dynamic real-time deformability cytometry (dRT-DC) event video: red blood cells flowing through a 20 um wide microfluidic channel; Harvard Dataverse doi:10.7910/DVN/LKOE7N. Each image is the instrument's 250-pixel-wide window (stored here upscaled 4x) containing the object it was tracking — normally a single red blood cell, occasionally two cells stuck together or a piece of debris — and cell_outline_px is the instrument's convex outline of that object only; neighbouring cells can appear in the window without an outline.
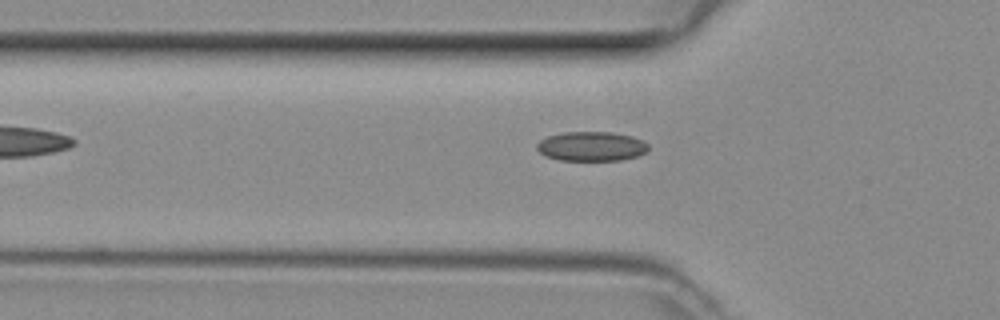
{"species": "common noctule bat (a hibernating species)", "species_latin": "Nyctalus noctula", "temperature_condition": "room temperature", "stored_images_in_passage": 33, "camera_frame_rate_fps": 3000, "um_per_image_px": 0.085, "animal": {"sex": "female", "body_mass_g": 29.2, "forearm_length_mm": 56.3}, "frame": {"image": 1, "passage_image": 2, "time_ms": 0.333, "image_size_px": [1000, 320], "cell_outline_px": [[648, 148], [644, 152], [636, 156], [620, 160], [560, 160], [544, 156], [536, 148], [536, 144], [540, 140], [548, 136], [564, 132], [612, 132], [632, 136], [648, 144]], "centroid_in_image_um": [50.23, 12.43], "position_along_channel_um": 75.6, "area_um2": 19.02}}
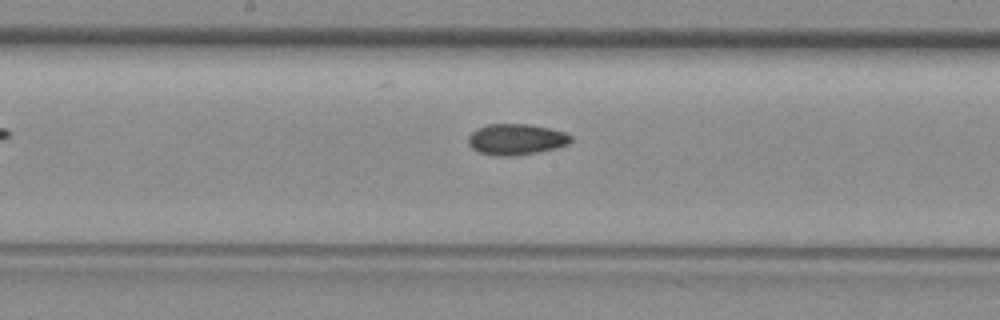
{"frame": {"image": 2, "passage_image": 11, "time_ms": 3.333, "image_size_px": [1000, 320], "cell_outline_px": [[572, 140], [568, 144], [556, 148], [540, 152], [516, 156], [496, 156], [480, 152], [472, 148], [468, 144], [468, 136], [476, 128], [488, 124], [528, 124], [548, 128], [564, 132], [572, 136]], "centroid_in_image_um": [43.87, 11.85], "position_along_channel_um": 204.3, "area_um2": 18.67}}
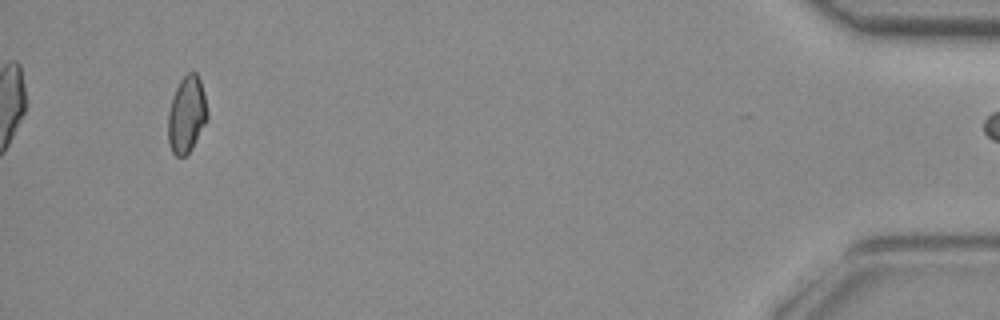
{"frame": {"image": 3, "passage_image": 32, "time_ms": 10.333, "image_size_px": [1000, 320], "cell_outline_px": [[208, 116], [192, 148], [184, 156], [176, 156], [172, 152], [168, 144], [168, 112], [176, 88], [180, 80], [188, 72], [196, 72], [200, 80], [204, 92], [208, 112]], "centroid_in_image_um": [15.86, 9.73], "position_along_channel_um": 419.3, "area_um2": 17.4}}